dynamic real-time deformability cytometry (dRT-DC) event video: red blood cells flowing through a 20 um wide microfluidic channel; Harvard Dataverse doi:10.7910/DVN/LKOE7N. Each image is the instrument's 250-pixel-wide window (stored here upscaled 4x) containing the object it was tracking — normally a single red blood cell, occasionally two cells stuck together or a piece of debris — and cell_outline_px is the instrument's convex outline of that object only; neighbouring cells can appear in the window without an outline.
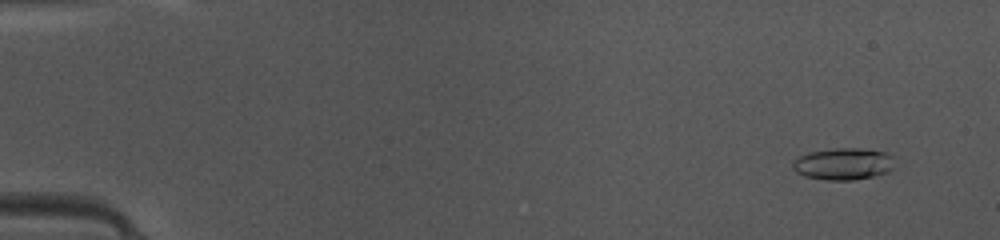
{"species": "common noctule bat (a hibernating species)", "species_latin": "Nyctalus noctula", "temperature_condition": "warm", "stored_images_in_passage": 49, "camera_frame_rate_fps": 3000, "um_per_image_px": 0.085, "animal": {"sex": "female", "body_mass_g": 10.0, "forearm_length_mm": 53.1}, "frame": {"image": 1, "passage_image": 4, "time_ms": 1.0, "image_size_px": [1000, 240], "cell_outline_px": [[892, 168], [888, 172], [872, 176], [852, 180], [828, 180], [804, 176], [796, 172], [792, 168], [792, 160], [808, 152], [836, 148], [860, 148], [888, 152], [892, 156]], "centroid_in_image_um": [71.65, 13.92], "position_along_channel_um": 13.3, "area_um2": 18.96}}
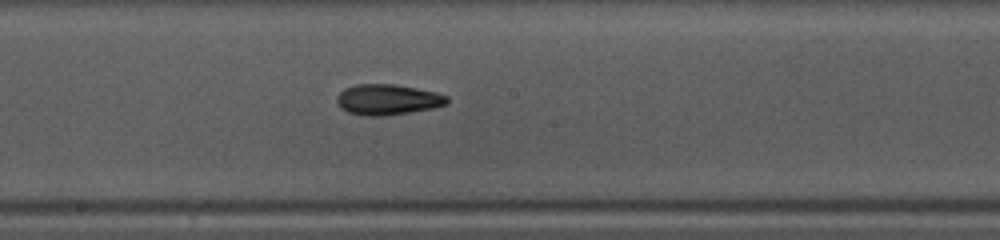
{"frame": {"image": 2, "passage_image": 27, "time_ms": 8.667, "image_size_px": [1000, 240], "cell_outline_px": [[448, 104], [432, 108], [384, 116], [364, 116], [348, 112], [340, 108], [336, 100], [336, 96], [344, 88], [356, 84], [396, 84], [436, 92], [448, 96]], "centroid_in_image_um": [32.92, 8.46], "position_along_channel_um": 215.3, "area_um2": 19.77}}
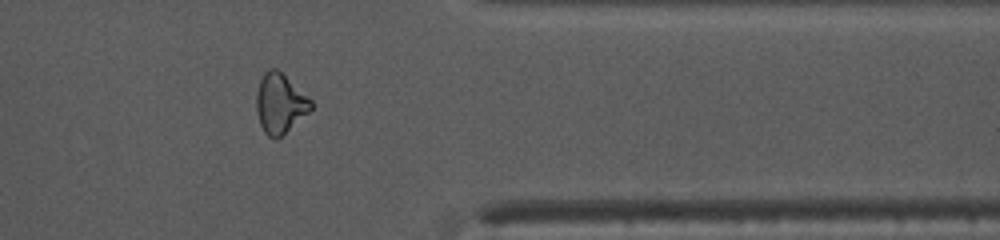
{"frame": {"image": 3, "passage_image": 40, "time_ms": 13.0, "image_size_px": [1000, 240], "cell_outline_px": [[312, 108], [308, 112], [276, 140], [268, 136], [264, 132], [260, 124], [256, 112], [256, 92], [260, 80], [264, 72], [268, 68], [276, 68], [312, 100]], "centroid_in_image_um": [23.76, 8.79], "position_along_channel_um": 387.6, "area_um2": 18.79}, "authors_computed_cell_mechanics": {"area_um2": 18.9006, "velocity_mm_per_s": 4.1889, "shape_relaxation_time_tau1_ms": 5.3148, "shape_relaxation_time_tau2_ms": 2.6241, "deformation_change_tau1": 0.1491, "deformation_change_tau2": 0.102}}